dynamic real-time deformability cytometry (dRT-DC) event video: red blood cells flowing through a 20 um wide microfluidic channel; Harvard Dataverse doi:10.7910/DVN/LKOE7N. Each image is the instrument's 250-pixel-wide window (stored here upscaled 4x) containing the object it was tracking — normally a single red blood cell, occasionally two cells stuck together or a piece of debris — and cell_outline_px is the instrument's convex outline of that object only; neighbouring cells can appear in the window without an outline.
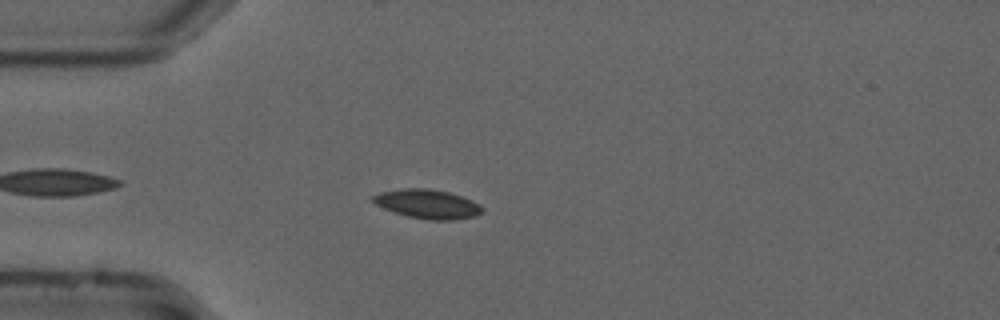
{"species": "common noctule bat (a hibernating species)", "species_latin": "Nyctalus noctula", "temperature_condition": "cold", "stored_images_in_passage": 46, "camera_frame_rate_fps": 3000, "um_per_image_px": 0.085, "animal": {"sex": "male", "forearm_length_mm": 52.5}, "frame": {"image": 1, "passage_image": 6, "time_ms": 1.667, "image_size_px": [1000, 320], "cell_outline_px": [[484, 208], [476, 216], [456, 220], [428, 220], [408, 216], [384, 208], [368, 200], [368, 196], [380, 192], [404, 188], [428, 188], [448, 192], [472, 200], [480, 204]], "centroid_in_image_um": [36.3, 17.33], "position_along_channel_um": 48.7, "area_um2": 18.67}}
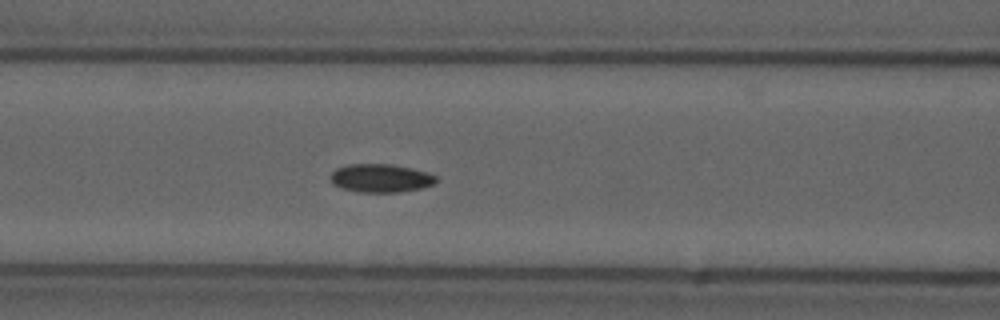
{"frame": {"image": 2, "passage_image": 14, "time_ms": 4.333, "image_size_px": [1000, 320], "cell_outline_px": [[436, 184], [420, 188], [400, 192], [360, 192], [340, 188], [332, 184], [328, 180], [332, 172], [336, 168], [348, 164], [392, 164], [412, 168], [428, 172], [436, 176]], "centroid_in_image_um": [32.33, 15.14], "position_along_channel_um": 134.3, "area_um2": 17.69}}
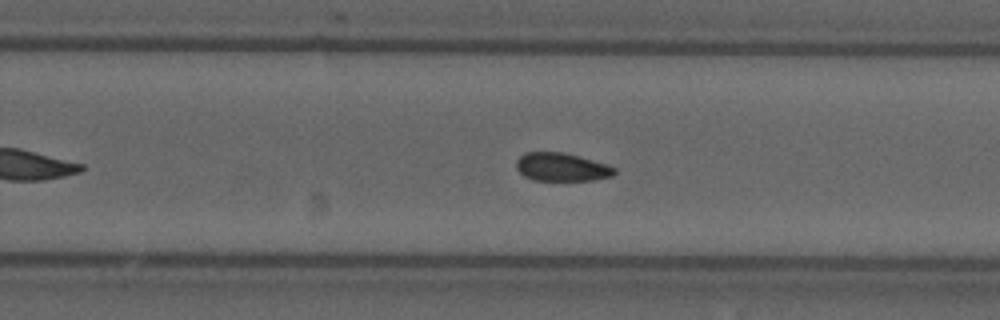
{"frame": {"image": 3, "passage_image": 26, "time_ms": 8.333, "image_size_px": [1000, 320], "cell_outline_px": [[616, 172], [612, 176], [592, 180], [532, 180], [524, 176], [516, 168], [516, 160], [524, 152], [560, 152], [608, 164], [616, 168]], "centroid_in_image_um": [47.72, 14.2], "position_along_channel_um": 282.1, "area_um2": 16.07}, "authors_computed_cell_mechanics": {"area_um2": 16.9932, "velocity_mm_per_s": 3.7027, "shape_relaxation_time_tau1_ms": 8.9141, "shape_relaxation_time_tau2_ms": 6.6615, "deformation_change_tau1": 0.1195, "deformation_change_tau2": 0.1169}}